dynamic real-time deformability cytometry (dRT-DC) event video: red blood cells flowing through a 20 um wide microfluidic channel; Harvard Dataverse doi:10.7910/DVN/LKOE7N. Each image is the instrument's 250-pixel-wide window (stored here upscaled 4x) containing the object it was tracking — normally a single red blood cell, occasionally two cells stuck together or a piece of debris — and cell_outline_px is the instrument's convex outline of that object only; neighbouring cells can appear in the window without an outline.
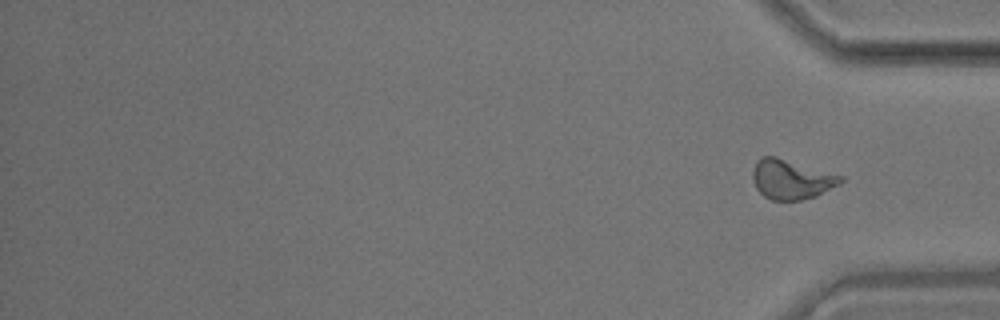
{"species": "common noctule bat (a hibernating species)", "species_latin": "Nyctalus noctula", "temperature_condition": "room temperature", "stored_images_in_passage": 16, "segment_of_instrument_passage": [2, 2], "camera_frame_rate_fps": 3000, "um_per_image_px": 0.085, "animal": {"sex": "male", "body_mass_g": 17.9}, "frame": {"image": 1, "passage_image": 16, "time_ms": 19.667, "image_size_px": [1000, 320], "cell_outline_px": [[844, 180], [840, 184], [816, 196], [800, 200], [772, 200], [764, 196], [756, 188], [752, 176], [752, 172], [756, 160], [760, 156], [776, 156], [844, 176]], "centroid_in_image_um": [67.26, 15.23], "position_along_channel_um": 367.9, "area_um2": 20.4}}